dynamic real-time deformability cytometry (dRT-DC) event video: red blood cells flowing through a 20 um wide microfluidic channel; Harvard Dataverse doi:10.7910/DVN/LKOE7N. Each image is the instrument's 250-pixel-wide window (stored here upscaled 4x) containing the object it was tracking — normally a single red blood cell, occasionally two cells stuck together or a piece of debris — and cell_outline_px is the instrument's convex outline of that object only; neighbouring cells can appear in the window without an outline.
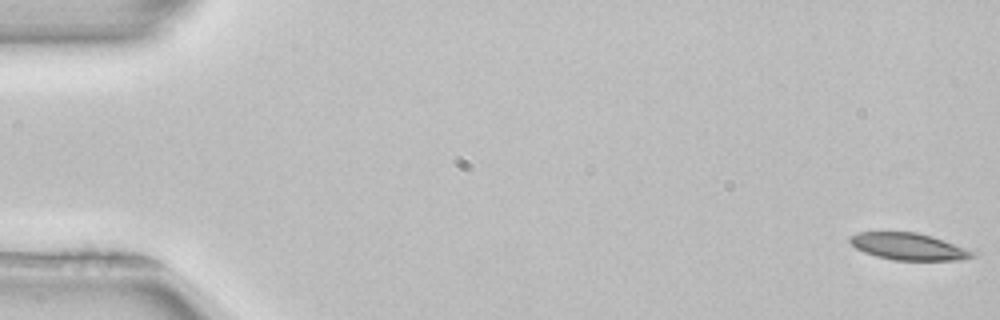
{"species": "common noctule bat (a hibernating species)", "species_latin": "Nyctalus noctula", "temperature_condition": "room temperature", "stored_images_in_passage": 52, "camera_frame_rate_fps": 3000, "um_per_image_px": 0.085, "animal": {"sex": "female", "body_mass_g": 22.7, "forearm_length_mm": 54.2}, "frame": {"image": 1, "passage_image": 1, "time_ms": 0.0, "image_size_px": [1000, 320], "cell_outline_px": [[980, 252], [976, 256], [964, 260], [896, 260], [876, 256], [864, 252], [856, 248], [848, 240], [852, 236], [860, 232], [916, 232], [932, 236]], "centroid_in_image_um": [77.33, 20.96], "position_along_channel_um": 7.7, "area_um2": 19.36}}
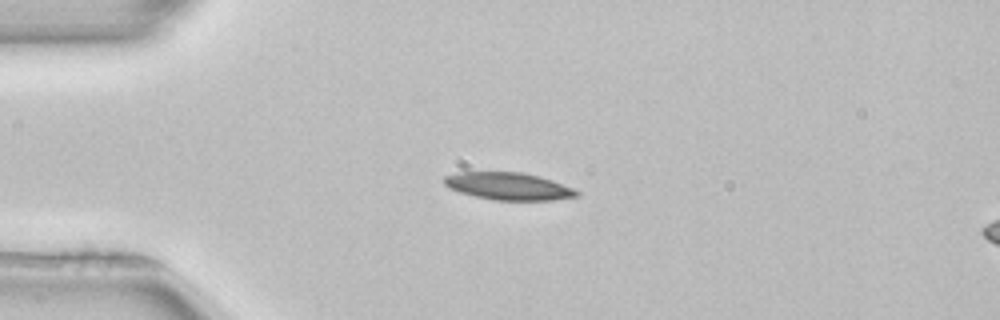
{"frame": {"image": 2, "passage_image": 13, "time_ms": 4.0, "image_size_px": [1000, 320], "cell_outline_px": [[580, 196], [552, 200], [496, 200], [476, 196], [460, 192], [448, 188], [444, 184], [444, 176], [460, 172], [520, 172], [540, 176], [552, 180], [572, 188], [580, 192]], "centroid_in_image_um": [43.23, 15.83], "position_along_channel_um": 41.8, "area_um2": 21.04}}
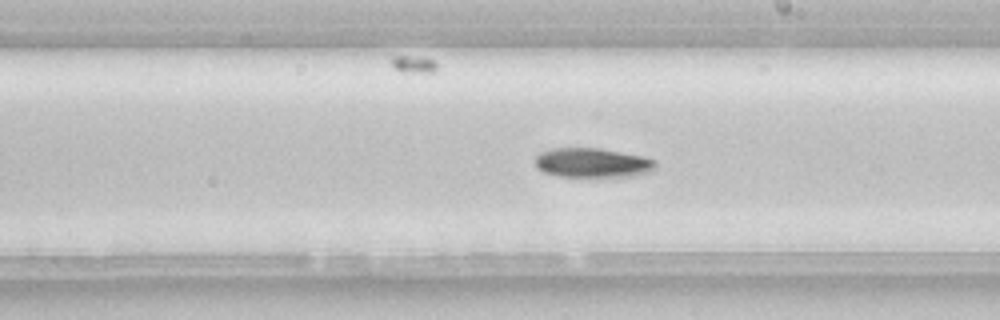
{"frame": {"image": 3, "passage_image": 30, "time_ms": 9.667, "image_size_px": [1000, 320], "cell_outline_px": [[656, 168], [652, 172], [636, 176], [608, 180], [600, 180], [556, 176], [544, 172], [536, 168], [536, 156], [540, 152], [552, 148], [600, 148], [644, 156], [656, 160]], "centroid_in_image_um": [50.43, 13.9], "position_along_channel_um": 238.6, "area_um2": 22.14}, "authors_computed_cell_mechanics": {"area_um2": 20.6057, "velocity_mm_per_s": 3.9362, "shape_relaxation_time_tau1_ms": 3.7702, "shape_relaxation_time_tau2_ms": null, "deformation_change_tau1": 0.1385, "deformation_change_tau2": null}}